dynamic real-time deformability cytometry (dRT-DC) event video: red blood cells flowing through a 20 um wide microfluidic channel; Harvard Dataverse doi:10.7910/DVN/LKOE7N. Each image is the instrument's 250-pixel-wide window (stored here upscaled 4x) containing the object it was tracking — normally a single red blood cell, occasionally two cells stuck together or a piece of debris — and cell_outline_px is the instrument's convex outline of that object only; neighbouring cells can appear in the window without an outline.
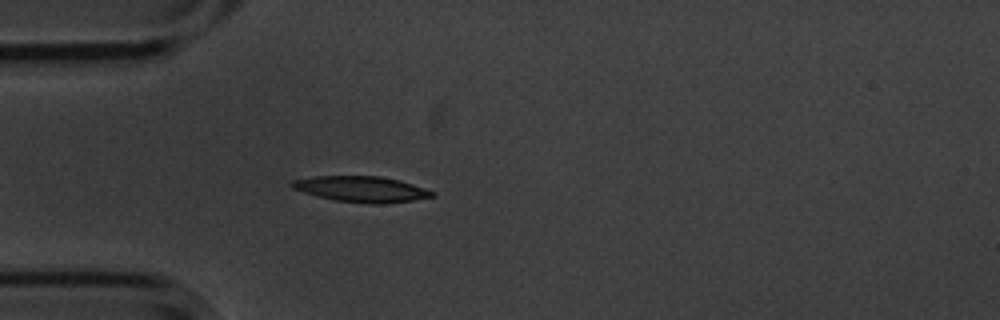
{"species": "common noctule bat (a hibernating species)", "species_latin": "Nyctalus noctula", "temperature_condition": "cold", "stored_images_in_passage": 43, "camera_frame_rate_fps": 3000, "um_per_image_px": 0.085, "animal": {"sex": "male", "body_mass_g": 20.1, "forearm_length_mm": 53.5}, "frame": {"image": 1, "passage_image": 5, "time_ms": 1.333, "image_size_px": [1000, 320], "cell_outline_px": [[436, 196], [412, 200], [376, 204], [372, 204], [336, 200], [316, 196], [292, 188], [288, 184], [292, 180], [312, 176], [380, 176], [400, 180], [436, 192]], "centroid_in_image_um": [30.7, 16.06], "position_along_channel_um": 54.3, "area_um2": 21.04}}
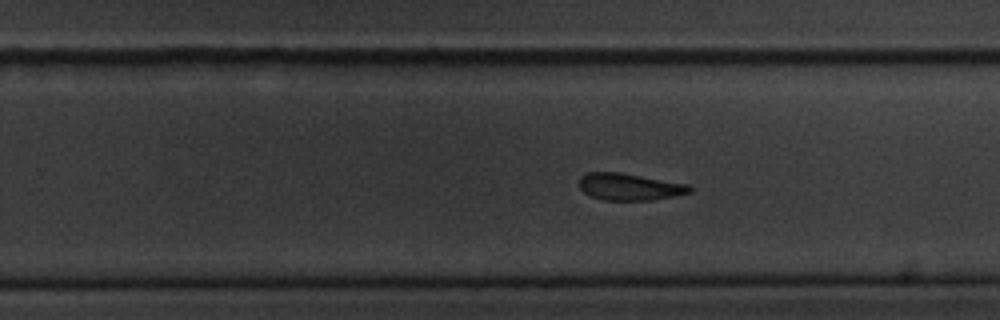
{"frame": {"image": 2, "passage_image": 21, "time_ms": 6.667, "image_size_px": [1000, 320], "cell_outline_px": [[692, 192], [652, 200], [604, 200], [592, 196], [584, 192], [580, 188], [580, 176], [588, 172], [620, 172], [688, 184], [692, 188]], "centroid_in_image_um": [53.51, 15.87], "position_along_channel_um": 276.3, "area_um2": 17.22}}
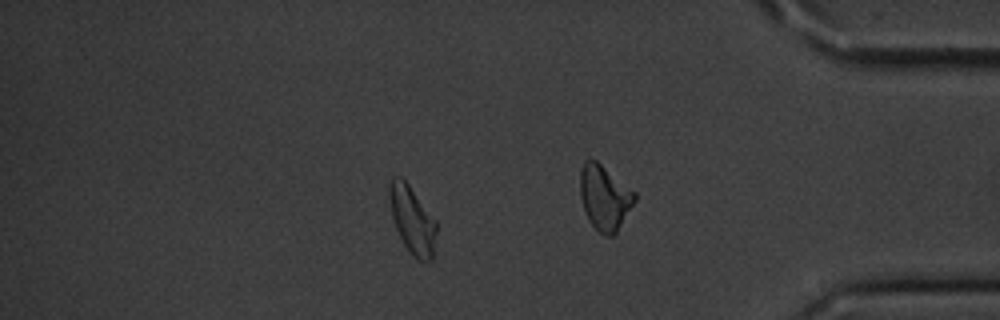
{"frame": {"image": 3, "passage_image": 35, "time_ms": 11.333, "image_size_px": [1000, 320], "cell_outline_px": [[436, 232], [432, 260], [420, 260], [404, 244], [396, 228], [392, 216], [388, 196], [388, 184], [396, 176], [400, 176], [408, 184], [436, 220]], "centroid_in_image_um": [35.03, 18.64], "position_along_channel_um": 400.2, "area_um2": 18.03}, "authors_computed_cell_mechanics": {"area_um2": 18.6116, "velocity_mm_per_s": 3.4644, "shape_relaxation_time_tau1_ms": 3.1998, "shape_relaxation_time_tau2_ms": 2.6482, "deformation_change_tau1": 0.0907, "deformation_change_tau2": 0.076}}